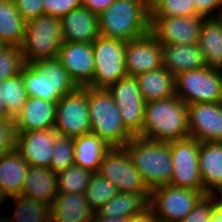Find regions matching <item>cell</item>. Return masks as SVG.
<instances>
[{
    "label": "cell",
    "instance_id": "cell-1",
    "mask_svg": "<svg viewBox=\"0 0 222 222\" xmlns=\"http://www.w3.org/2000/svg\"><path fill=\"white\" fill-rule=\"evenodd\" d=\"M141 138L171 142L189 137L188 110L177 95L145 103Z\"/></svg>",
    "mask_w": 222,
    "mask_h": 222
},
{
    "label": "cell",
    "instance_id": "cell-2",
    "mask_svg": "<svg viewBox=\"0 0 222 222\" xmlns=\"http://www.w3.org/2000/svg\"><path fill=\"white\" fill-rule=\"evenodd\" d=\"M149 2L115 0L98 15L100 36L125 42L150 32Z\"/></svg>",
    "mask_w": 222,
    "mask_h": 222
},
{
    "label": "cell",
    "instance_id": "cell-3",
    "mask_svg": "<svg viewBox=\"0 0 222 222\" xmlns=\"http://www.w3.org/2000/svg\"><path fill=\"white\" fill-rule=\"evenodd\" d=\"M123 147L150 190L170 184L174 166L170 142L151 141L134 136Z\"/></svg>",
    "mask_w": 222,
    "mask_h": 222
},
{
    "label": "cell",
    "instance_id": "cell-4",
    "mask_svg": "<svg viewBox=\"0 0 222 222\" xmlns=\"http://www.w3.org/2000/svg\"><path fill=\"white\" fill-rule=\"evenodd\" d=\"M21 76L28 97L53 103L78 88L57 58L26 64L21 70Z\"/></svg>",
    "mask_w": 222,
    "mask_h": 222
},
{
    "label": "cell",
    "instance_id": "cell-5",
    "mask_svg": "<svg viewBox=\"0 0 222 222\" xmlns=\"http://www.w3.org/2000/svg\"><path fill=\"white\" fill-rule=\"evenodd\" d=\"M87 103L90 133L110 147H123L134 137L122 123L119 107L107 89L87 86Z\"/></svg>",
    "mask_w": 222,
    "mask_h": 222
},
{
    "label": "cell",
    "instance_id": "cell-6",
    "mask_svg": "<svg viewBox=\"0 0 222 222\" xmlns=\"http://www.w3.org/2000/svg\"><path fill=\"white\" fill-rule=\"evenodd\" d=\"M63 44L61 21L49 15H40L26 22L21 53L25 64L57 58Z\"/></svg>",
    "mask_w": 222,
    "mask_h": 222
},
{
    "label": "cell",
    "instance_id": "cell-7",
    "mask_svg": "<svg viewBox=\"0 0 222 222\" xmlns=\"http://www.w3.org/2000/svg\"><path fill=\"white\" fill-rule=\"evenodd\" d=\"M204 195L189 188L159 186L150 191L148 210L157 222H181Z\"/></svg>",
    "mask_w": 222,
    "mask_h": 222
},
{
    "label": "cell",
    "instance_id": "cell-8",
    "mask_svg": "<svg viewBox=\"0 0 222 222\" xmlns=\"http://www.w3.org/2000/svg\"><path fill=\"white\" fill-rule=\"evenodd\" d=\"M126 42L99 36L92 42L95 70L89 87L107 89L121 78L128 76L125 67Z\"/></svg>",
    "mask_w": 222,
    "mask_h": 222
},
{
    "label": "cell",
    "instance_id": "cell-9",
    "mask_svg": "<svg viewBox=\"0 0 222 222\" xmlns=\"http://www.w3.org/2000/svg\"><path fill=\"white\" fill-rule=\"evenodd\" d=\"M176 95L187 105L222 102V71L201 68L175 76Z\"/></svg>",
    "mask_w": 222,
    "mask_h": 222
},
{
    "label": "cell",
    "instance_id": "cell-10",
    "mask_svg": "<svg viewBox=\"0 0 222 222\" xmlns=\"http://www.w3.org/2000/svg\"><path fill=\"white\" fill-rule=\"evenodd\" d=\"M98 173L110 181L118 192L150 193L124 147H111L104 155Z\"/></svg>",
    "mask_w": 222,
    "mask_h": 222
},
{
    "label": "cell",
    "instance_id": "cell-11",
    "mask_svg": "<svg viewBox=\"0 0 222 222\" xmlns=\"http://www.w3.org/2000/svg\"><path fill=\"white\" fill-rule=\"evenodd\" d=\"M54 129L59 135L78 137L90 133L87 86L78 87L56 103Z\"/></svg>",
    "mask_w": 222,
    "mask_h": 222
},
{
    "label": "cell",
    "instance_id": "cell-12",
    "mask_svg": "<svg viewBox=\"0 0 222 222\" xmlns=\"http://www.w3.org/2000/svg\"><path fill=\"white\" fill-rule=\"evenodd\" d=\"M200 142L187 137L170 142L173 174L169 185L203 191L199 170Z\"/></svg>",
    "mask_w": 222,
    "mask_h": 222
},
{
    "label": "cell",
    "instance_id": "cell-13",
    "mask_svg": "<svg viewBox=\"0 0 222 222\" xmlns=\"http://www.w3.org/2000/svg\"><path fill=\"white\" fill-rule=\"evenodd\" d=\"M107 90L119 107L125 128L133 136H138L143 126L146 102L142 98L136 78L134 76L123 77L109 86Z\"/></svg>",
    "mask_w": 222,
    "mask_h": 222
},
{
    "label": "cell",
    "instance_id": "cell-14",
    "mask_svg": "<svg viewBox=\"0 0 222 222\" xmlns=\"http://www.w3.org/2000/svg\"><path fill=\"white\" fill-rule=\"evenodd\" d=\"M204 17H150V33L161 45L196 44Z\"/></svg>",
    "mask_w": 222,
    "mask_h": 222
},
{
    "label": "cell",
    "instance_id": "cell-15",
    "mask_svg": "<svg viewBox=\"0 0 222 222\" xmlns=\"http://www.w3.org/2000/svg\"><path fill=\"white\" fill-rule=\"evenodd\" d=\"M189 137L222 142V102L187 105Z\"/></svg>",
    "mask_w": 222,
    "mask_h": 222
},
{
    "label": "cell",
    "instance_id": "cell-16",
    "mask_svg": "<svg viewBox=\"0 0 222 222\" xmlns=\"http://www.w3.org/2000/svg\"><path fill=\"white\" fill-rule=\"evenodd\" d=\"M57 59L78 87L92 83L95 70L92 43L63 42Z\"/></svg>",
    "mask_w": 222,
    "mask_h": 222
},
{
    "label": "cell",
    "instance_id": "cell-17",
    "mask_svg": "<svg viewBox=\"0 0 222 222\" xmlns=\"http://www.w3.org/2000/svg\"><path fill=\"white\" fill-rule=\"evenodd\" d=\"M162 66L161 44L150 32L126 42L125 67L128 76L135 77Z\"/></svg>",
    "mask_w": 222,
    "mask_h": 222
},
{
    "label": "cell",
    "instance_id": "cell-18",
    "mask_svg": "<svg viewBox=\"0 0 222 222\" xmlns=\"http://www.w3.org/2000/svg\"><path fill=\"white\" fill-rule=\"evenodd\" d=\"M57 135L54 128L17 132L16 149L30 166L49 168Z\"/></svg>",
    "mask_w": 222,
    "mask_h": 222
},
{
    "label": "cell",
    "instance_id": "cell-19",
    "mask_svg": "<svg viewBox=\"0 0 222 222\" xmlns=\"http://www.w3.org/2000/svg\"><path fill=\"white\" fill-rule=\"evenodd\" d=\"M60 21L63 42L92 43L100 36L98 15L84 6L73 9Z\"/></svg>",
    "mask_w": 222,
    "mask_h": 222
},
{
    "label": "cell",
    "instance_id": "cell-20",
    "mask_svg": "<svg viewBox=\"0 0 222 222\" xmlns=\"http://www.w3.org/2000/svg\"><path fill=\"white\" fill-rule=\"evenodd\" d=\"M56 103L36 97H28L20 113L15 117L16 132H31L54 128Z\"/></svg>",
    "mask_w": 222,
    "mask_h": 222
},
{
    "label": "cell",
    "instance_id": "cell-21",
    "mask_svg": "<svg viewBox=\"0 0 222 222\" xmlns=\"http://www.w3.org/2000/svg\"><path fill=\"white\" fill-rule=\"evenodd\" d=\"M94 213L85 194L58 192L50 205L51 222H91Z\"/></svg>",
    "mask_w": 222,
    "mask_h": 222
},
{
    "label": "cell",
    "instance_id": "cell-22",
    "mask_svg": "<svg viewBox=\"0 0 222 222\" xmlns=\"http://www.w3.org/2000/svg\"><path fill=\"white\" fill-rule=\"evenodd\" d=\"M162 65L174 76L181 72L205 68L198 43L161 45Z\"/></svg>",
    "mask_w": 222,
    "mask_h": 222
},
{
    "label": "cell",
    "instance_id": "cell-23",
    "mask_svg": "<svg viewBox=\"0 0 222 222\" xmlns=\"http://www.w3.org/2000/svg\"><path fill=\"white\" fill-rule=\"evenodd\" d=\"M198 161L203 192L212 194L222 184V142H200Z\"/></svg>",
    "mask_w": 222,
    "mask_h": 222
},
{
    "label": "cell",
    "instance_id": "cell-24",
    "mask_svg": "<svg viewBox=\"0 0 222 222\" xmlns=\"http://www.w3.org/2000/svg\"><path fill=\"white\" fill-rule=\"evenodd\" d=\"M198 45L206 67L222 71V16L203 19Z\"/></svg>",
    "mask_w": 222,
    "mask_h": 222
},
{
    "label": "cell",
    "instance_id": "cell-25",
    "mask_svg": "<svg viewBox=\"0 0 222 222\" xmlns=\"http://www.w3.org/2000/svg\"><path fill=\"white\" fill-rule=\"evenodd\" d=\"M57 193L56 172H53L50 168L29 167L21 190V195L51 205Z\"/></svg>",
    "mask_w": 222,
    "mask_h": 222
},
{
    "label": "cell",
    "instance_id": "cell-26",
    "mask_svg": "<svg viewBox=\"0 0 222 222\" xmlns=\"http://www.w3.org/2000/svg\"><path fill=\"white\" fill-rule=\"evenodd\" d=\"M150 193L118 192L97 213L108 218L132 219L148 211Z\"/></svg>",
    "mask_w": 222,
    "mask_h": 222
},
{
    "label": "cell",
    "instance_id": "cell-27",
    "mask_svg": "<svg viewBox=\"0 0 222 222\" xmlns=\"http://www.w3.org/2000/svg\"><path fill=\"white\" fill-rule=\"evenodd\" d=\"M145 102L176 95L175 76L163 66L135 76Z\"/></svg>",
    "mask_w": 222,
    "mask_h": 222
},
{
    "label": "cell",
    "instance_id": "cell-28",
    "mask_svg": "<svg viewBox=\"0 0 222 222\" xmlns=\"http://www.w3.org/2000/svg\"><path fill=\"white\" fill-rule=\"evenodd\" d=\"M29 167L17 149L0 156V185L9 197L21 194Z\"/></svg>",
    "mask_w": 222,
    "mask_h": 222
},
{
    "label": "cell",
    "instance_id": "cell-29",
    "mask_svg": "<svg viewBox=\"0 0 222 222\" xmlns=\"http://www.w3.org/2000/svg\"><path fill=\"white\" fill-rule=\"evenodd\" d=\"M111 147L92 133L74 137V164L98 172L105 153Z\"/></svg>",
    "mask_w": 222,
    "mask_h": 222
},
{
    "label": "cell",
    "instance_id": "cell-30",
    "mask_svg": "<svg viewBox=\"0 0 222 222\" xmlns=\"http://www.w3.org/2000/svg\"><path fill=\"white\" fill-rule=\"evenodd\" d=\"M26 21L16 9L14 0H0V40L20 47L24 40Z\"/></svg>",
    "mask_w": 222,
    "mask_h": 222
},
{
    "label": "cell",
    "instance_id": "cell-31",
    "mask_svg": "<svg viewBox=\"0 0 222 222\" xmlns=\"http://www.w3.org/2000/svg\"><path fill=\"white\" fill-rule=\"evenodd\" d=\"M15 200V212L12 222H50V205L24 195L10 197Z\"/></svg>",
    "mask_w": 222,
    "mask_h": 222
},
{
    "label": "cell",
    "instance_id": "cell-32",
    "mask_svg": "<svg viewBox=\"0 0 222 222\" xmlns=\"http://www.w3.org/2000/svg\"><path fill=\"white\" fill-rule=\"evenodd\" d=\"M0 96L8 115L15 119L28 99L21 74L0 82Z\"/></svg>",
    "mask_w": 222,
    "mask_h": 222
},
{
    "label": "cell",
    "instance_id": "cell-33",
    "mask_svg": "<svg viewBox=\"0 0 222 222\" xmlns=\"http://www.w3.org/2000/svg\"><path fill=\"white\" fill-rule=\"evenodd\" d=\"M93 173L75 164L68 166L57 173L58 192L85 194Z\"/></svg>",
    "mask_w": 222,
    "mask_h": 222
},
{
    "label": "cell",
    "instance_id": "cell-34",
    "mask_svg": "<svg viewBox=\"0 0 222 222\" xmlns=\"http://www.w3.org/2000/svg\"><path fill=\"white\" fill-rule=\"evenodd\" d=\"M118 193L117 188L98 172H94L85 191L87 204L97 212Z\"/></svg>",
    "mask_w": 222,
    "mask_h": 222
},
{
    "label": "cell",
    "instance_id": "cell-35",
    "mask_svg": "<svg viewBox=\"0 0 222 222\" xmlns=\"http://www.w3.org/2000/svg\"><path fill=\"white\" fill-rule=\"evenodd\" d=\"M200 16L193 0H156L150 9V17Z\"/></svg>",
    "mask_w": 222,
    "mask_h": 222
},
{
    "label": "cell",
    "instance_id": "cell-36",
    "mask_svg": "<svg viewBox=\"0 0 222 222\" xmlns=\"http://www.w3.org/2000/svg\"><path fill=\"white\" fill-rule=\"evenodd\" d=\"M74 164V137L57 135L54 142V152L49 168L53 172L65 170Z\"/></svg>",
    "mask_w": 222,
    "mask_h": 222
},
{
    "label": "cell",
    "instance_id": "cell-37",
    "mask_svg": "<svg viewBox=\"0 0 222 222\" xmlns=\"http://www.w3.org/2000/svg\"><path fill=\"white\" fill-rule=\"evenodd\" d=\"M25 65L21 48L7 45L0 51V82L20 75Z\"/></svg>",
    "mask_w": 222,
    "mask_h": 222
},
{
    "label": "cell",
    "instance_id": "cell-38",
    "mask_svg": "<svg viewBox=\"0 0 222 222\" xmlns=\"http://www.w3.org/2000/svg\"><path fill=\"white\" fill-rule=\"evenodd\" d=\"M214 195H204L181 222H211L213 209L217 206Z\"/></svg>",
    "mask_w": 222,
    "mask_h": 222
},
{
    "label": "cell",
    "instance_id": "cell-39",
    "mask_svg": "<svg viewBox=\"0 0 222 222\" xmlns=\"http://www.w3.org/2000/svg\"><path fill=\"white\" fill-rule=\"evenodd\" d=\"M17 132L14 118H0V156L16 149Z\"/></svg>",
    "mask_w": 222,
    "mask_h": 222
},
{
    "label": "cell",
    "instance_id": "cell-40",
    "mask_svg": "<svg viewBox=\"0 0 222 222\" xmlns=\"http://www.w3.org/2000/svg\"><path fill=\"white\" fill-rule=\"evenodd\" d=\"M81 6L82 0H43L44 14L59 19Z\"/></svg>",
    "mask_w": 222,
    "mask_h": 222
},
{
    "label": "cell",
    "instance_id": "cell-41",
    "mask_svg": "<svg viewBox=\"0 0 222 222\" xmlns=\"http://www.w3.org/2000/svg\"><path fill=\"white\" fill-rule=\"evenodd\" d=\"M14 2L26 22L44 14L43 0H14Z\"/></svg>",
    "mask_w": 222,
    "mask_h": 222
},
{
    "label": "cell",
    "instance_id": "cell-42",
    "mask_svg": "<svg viewBox=\"0 0 222 222\" xmlns=\"http://www.w3.org/2000/svg\"><path fill=\"white\" fill-rule=\"evenodd\" d=\"M193 1L195 3L196 12L204 18L220 17L222 15V0H193Z\"/></svg>",
    "mask_w": 222,
    "mask_h": 222
},
{
    "label": "cell",
    "instance_id": "cell-43",
    "mask_svg": "<svg viewBox=\"0 0 222 222\" xmlns=\"http://www.w3.org/2000/svg\"><path fill=\"white\" fill-rule=\"evenodd\" d=\"M115 0H82V6L90 12L99 15L105 11Z\"/></svg>",
    "mask_w": 222,
    "mask_h": 222
},
{
    "label": "cell",
    "instance_id": "cell-44",
    "mask_svg": "<svg viewBox=\"0 0 222 222\" xmlns=\"http://www.w3.org/2000/svg\"><path fill=\"white\" fill-rule=\"evenodd\" d=\"M129 219L126 218H108L105 216L99 215L97 212L94 213L91 222H128Z\"/></svg>",
    "mask_w": 222,
    "mask_h": 222
},
{
    "label": "cell",
    "instance_id": "cell-45",
    "mask_svg": "<svg viewBox=\"0 0 222 222\" xmlns=\"http://www.w3.org/2000/svg\"><path fill=\"white\" fill-rule=\"evenodd\" d=\"M128 222H157L152 216L151 212L148 210L141 216L129 219Z\"/></svg>",
    "mask_w": 222,
    "mask_h": 222
},
{
    "label": "cell",
    "instance_id": "cell-46",
    "mask_svg": "<svg viewBox=\"0 0 222 222\" xmlns=\"http://www.w3.org/2000/svg\"><path fill=\"white\" fill-rule=\"evenodd\" d=\"M211 222H222V207L216 206L213 209Z\"/></svg>",
    "mask_w": 222,
    "mask_h": 222
},
{
    "label": "cell",
    "instance_id": "cell-47",
    "mask_svg": "<svg viewBox=\"0 0 222 222\" xmlns=\"http://www.w3.org/2000/svg\"><path fill=\"white\" fill-rule=\"evenodd\" d=\"M0 118H12L8 115L5 107V103L0 96Z\"/></svg>",
    "mask_w": 222,
    "mask_h": 222
},
{
    "label": "cell",
    "instance_id": "cell-48",
    "mask_svg": "<svg viewBox=\"0 0 222 222\" xmlns=\"http://www.w3.org/2000/svg\"><path fill=\"white\" fill-rule=\"evenodd\" d=\"M216 192L220 195V196H218V197H220V198H218V200H216V197L214 196L216 204H217V206L222 207V184L216 190H214L212 195H217Z\"/></svg>",
    "mask_w": 222,
    "mask_h": 222
},
{
    "label": "cell",
    "instance_id": "cell-49",
    "mask_svg": "<svg viewBox=\"0 0 222 222\" xmlns=\"http://www.w3.org/2000/svg\"><path fill=\"white\" fill-rule=\"evenodd\" d=\"M9 195L4 191L2 186L0 185V205L8 199Z\"/></svg>",
    "mask_w": 222,
    "mask_h": 222
},
{
    "label": "cell",
    "instance_id": "cell-50",
    "mask_svg": "<svg viewBox=\"0 0 222 222\" xmlns=\"http://www.w3.org/2000/svg\"><path fill=\"white\" fill-rule=\"evenodd\" d=\"M0 222H12V221H11L10 217L5 218L2 216V218L0 217Z\"/></svg>",
    "mask_w": 222,
    "mask_h": 222
},
{
    "label": "cell",
    "instance_id": "cell-51",
    "mask_svg": "<svg viewBox=\"0 0 222 222\" xmlns=\"http://www.w3.org/2000/svg\"><path fill=\"white\" fill-rule=\"evenodd\" d=\"M7 45L0 40V51L3 50Z\"/></svg>",
    "mask_w": 222,
    "mask_h": 222
},
{
    "label": "cell",
    "instance_id": "cell-52",
    "mask_svg": "<svg viewBox=\"0 0 222 222\" xmlns=\"http://www.w3.org/2000/svg\"><path fill=\"white\" fill-rule=\"evenodd\" d=\"M132 2H149V0H127Z\"/></svg>",
    "mask_w": 222,
    "mask_h": 222
},
{
    "label": "cell",
    "instance_id": "cell-53",
    "mask_svg": "<svg viewBox=\"0 0 222 222\" xmlns=\"http://www.w3.org/2000/svg\"><path fill=\"white\" fill-rule=\"evenodd\" d=\"M156 0H149V3L152 5Z\"/></svg>",
    "mask_w": 222,
    "mask_h": 222
}]
</instances>
